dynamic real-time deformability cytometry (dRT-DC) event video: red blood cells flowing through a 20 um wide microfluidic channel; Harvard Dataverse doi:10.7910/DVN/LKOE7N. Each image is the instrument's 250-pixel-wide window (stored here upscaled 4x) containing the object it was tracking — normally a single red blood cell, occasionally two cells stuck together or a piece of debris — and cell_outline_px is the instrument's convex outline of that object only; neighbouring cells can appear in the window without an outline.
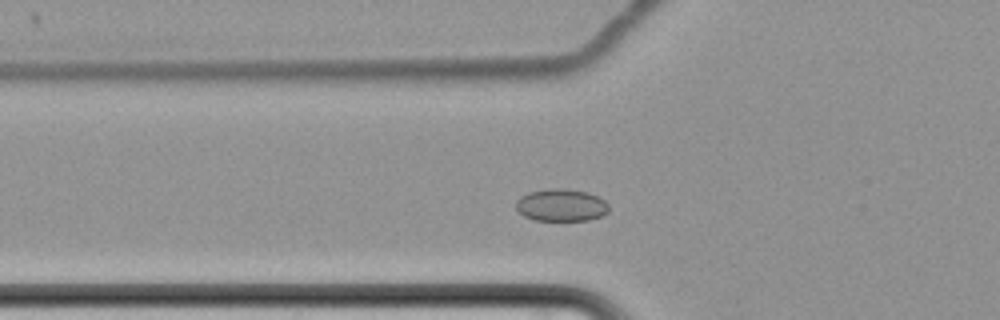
{"species": "common noctule bat (a hibernating species)", "species_latin": "Nyctalus noctula", "temperature_condition": "cold", "stored_images_in_passage": 47, "camera_frame_rate_fps": 3000, "um_per_image_px": 0.085, "animal": {"sex": "female", "body_mass_g": 22.7, "forearm_length_mm": 54.2}, "frame": {"image": 1, "passage_image": 7, "time_ms": 2.0, "image_size_px": [1000, 320], "cell_outline_px": [[608, 212], [600, 216], [588, 220], [536, 220], [524, 216], [516, 208], [516, 200], [520, 196], [528, 192], [552, 188], [564, 188], [588, 192], [604, 200], [608, 204]], "centroid_in_image_um": [47.69, 17.42], "position_along_channel_um": 78.1, "area_um2": 17.46}}
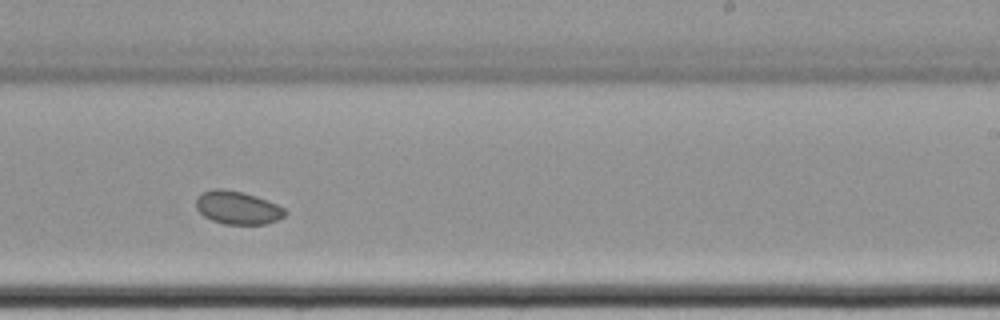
{"frame": {"image": 2, "passage_image": 24, "time_ms": 7.667, "image_size_px": [1000, 320], "cell_outline_px": [[288, 212], [284, 216], [276, 220], [264, 224], [224, 224], [212, 220], [204, 216], [196, 208], [196, 200], [200, 192], [212, 188], [220, 188], [244, 192], [256, 196], [276, 204], [284, 208]], "centroid_in_image_um": [20.16, 17.64], "position_along_channel_um": 268.8, "area_um2": 17.22}}
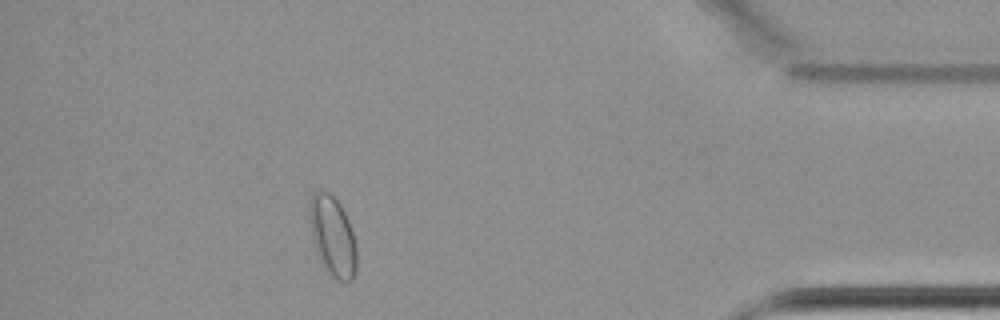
{"frame": {"image": 3, "passage_image": 40, "time_ms": 13.0, "image_size_px": [1000, 320], "cell_outline_px": [[356, 272], [352, 280], [336, 280], [328, 272], [316, 252], [312, 236], [312, 196], [316, 192], [328, 192], [340, 204], [348, 220], [356, 244]], "centroid_in_image_um": [28.33, 20.15], "position_along_channel_um": 406.9, "area_um2": 20.98}}